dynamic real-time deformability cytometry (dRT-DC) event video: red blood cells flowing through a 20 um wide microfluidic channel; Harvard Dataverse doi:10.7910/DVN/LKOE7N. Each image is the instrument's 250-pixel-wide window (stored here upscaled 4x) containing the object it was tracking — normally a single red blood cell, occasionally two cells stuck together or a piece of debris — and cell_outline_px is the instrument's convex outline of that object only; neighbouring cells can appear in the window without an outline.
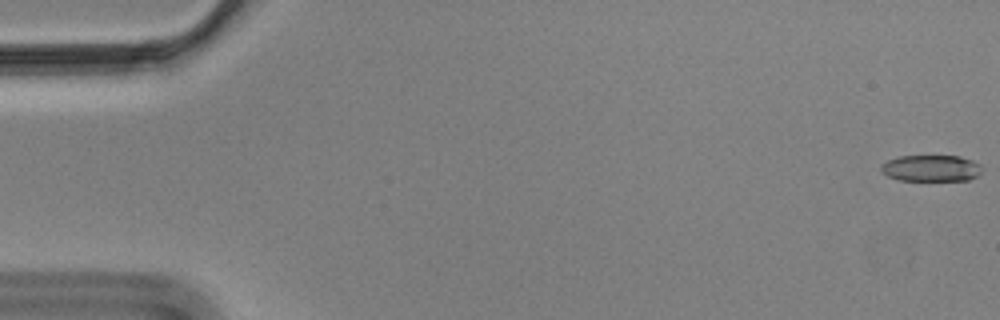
{"species": "Egyptian fruit bat (a non-hibernating species)", "species_latin": "Rousettus aegyptiacus", "temperature_condition": "cold", "stored_images_in_passage": 57, "camera_frame_rate_fps": 3000, "um_per_image_px": 0.085, "animal": {"sex": "male"}, "frame": {"image": 1, "passage_image": 1, "time_ms": 0.0, "image_size_px": [1000, 320], "cell_outline_px": [[980, 172], [976, 176], [968, 180], [900, 180], [888, 176], [880, 168], [880, 164], [888, 160], [900, 156], [960, 156], [972, 160], [980, 164]], "centroid_in_image_um": [79.13, 14.29], "position_along_channel_um": 5.9, "area_um2": 15.37}}
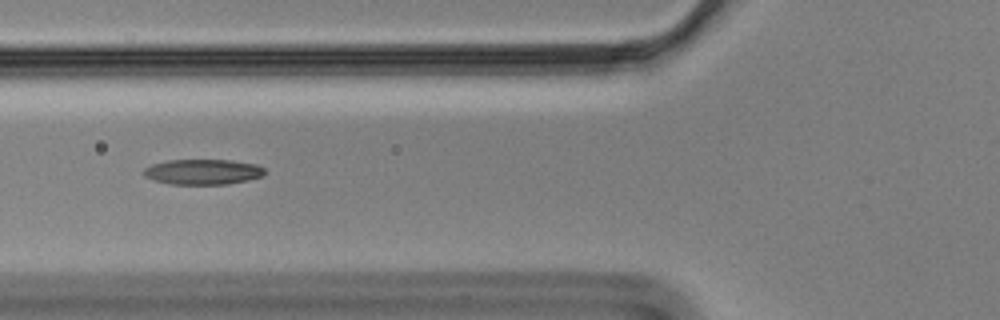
{"frame": {"image": 2, "passage_image": 22, "time_ms": 7.0, "image_size_px": [1000, 320], "cell_outline_px": [[264, 176], [248, 180], [228, 184], [172, 184], [152, 180], [144, 176], [144, 168], [152, 164], [168, 160], [232, 160], [256, 164], [264, 168]], "centroid_in_image_um": [17.25, 14.61], "position_along_channel_um": 108.6, "area_um2": 17.92}}
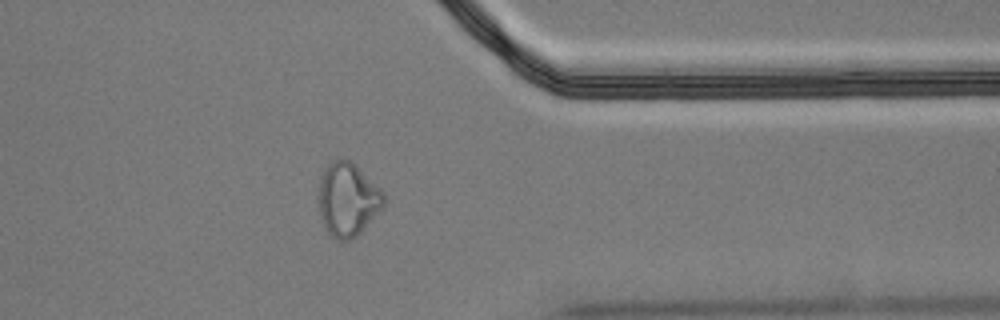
{"frame": {"image": 3, "passage_image": 46, "time_ms": 15.0, "image_size_px": [1000, 320], "cell_outline_px": [[384, 204], [364, 228], [352, 240], [336, 240], [324, 228], [316, 196], [320, 176], [328, 164], [332, 160], [348, 160], [380, 188], [384, 192]], "centroid_in_image_um": [29.5, 16.98], "position_along_channel_um": 381.9, "area_um2": 27.69}, "authors_computed_cell_mechanics": {"area_um2": 18.0336, "velocity_mm_per_s": 3.5322, "shape_relaxation_time_tau1_ms": null, "shape_relaxation_time_tau2_ms": 8.4369, "deformation_change_tau1": null, "deformation_change_tau2": 0.1698}}